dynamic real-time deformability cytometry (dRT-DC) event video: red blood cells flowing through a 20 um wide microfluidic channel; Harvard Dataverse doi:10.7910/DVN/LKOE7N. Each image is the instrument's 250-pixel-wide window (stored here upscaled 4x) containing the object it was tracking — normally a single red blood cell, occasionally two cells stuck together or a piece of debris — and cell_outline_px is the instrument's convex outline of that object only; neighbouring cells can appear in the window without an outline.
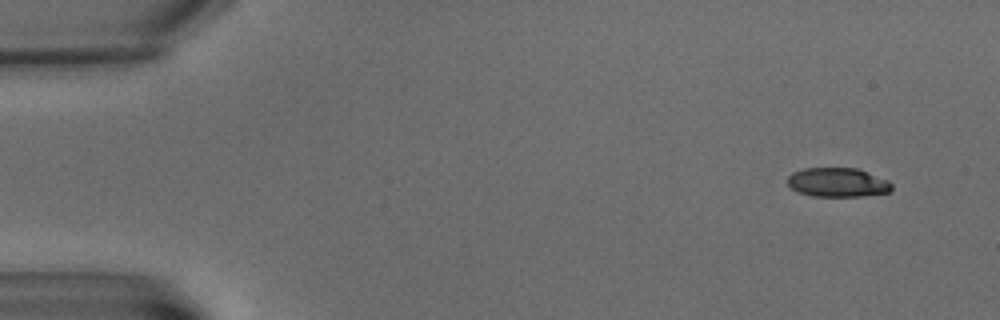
{"species": "common noctule bat (a hibernating species)", "species_latin": "Nyctalus noctula", "temperature_condition": "warm", "stored_images_in_passage": 7, "camera_frame_rate_fps": 3000, "um_per_image_px": 0.085, "animal": {"sex": "male", "body_mass_g": 15.6}, "frame": {"image": 1, "passage_image": 1, "time_ms": 0.0, "image_size_px": [1000, 320], "cell_outline_px": [[892, 188], [888, 192], [864, 196], [812, 196], [800, 192], [792, 188], [788, 184], [788, 176], [792, 172], [804, 168], [856, 168], [888, 180], [892, 184]], "centroid_in_image_um": [71.2, 15.5], "position_along_channel_um": 13.8, "area_um2": 17.57}}
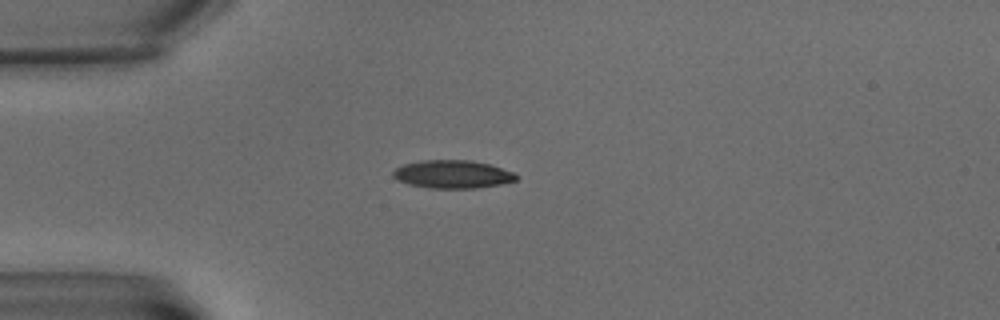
{"frame": {"image": 2, "passage_image": 5, "time_ms": 4.667, "image_size_px": [1000, 320], "cell_outline_px": [[516, 180], [500, 184], [476, 188], [428, 188], [408, 184], [396, 180], [392, 176], [392, 172], [396, 168], [404, 164], [420, 160], [472, 160], [488, 164], [512, 172], [516, 176]], "centroid_in_image_um": [38.39, 14.81], "position_along_channel_um": 46.6, "area_um2": 20.06}}